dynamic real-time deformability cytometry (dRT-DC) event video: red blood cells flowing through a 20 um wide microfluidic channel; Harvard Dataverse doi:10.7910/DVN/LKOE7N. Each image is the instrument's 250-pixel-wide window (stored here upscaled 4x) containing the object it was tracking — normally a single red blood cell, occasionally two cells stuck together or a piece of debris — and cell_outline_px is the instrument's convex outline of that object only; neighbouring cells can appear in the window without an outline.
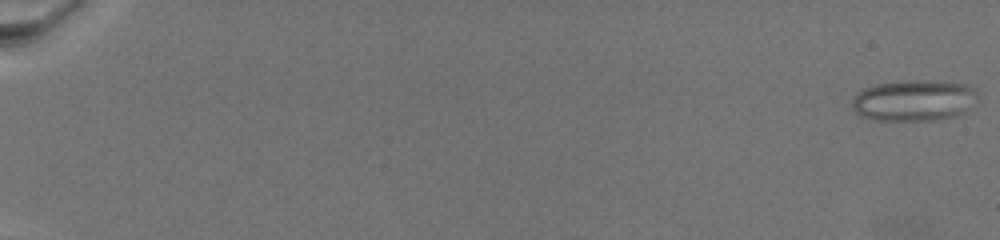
{"species": "common noctule bat (a hibernating species)", "species_latin": "Nyctalus noctula", "temperature_condition": "warm", "stored_images_in_passage": 73, "camera_frame_rate_fps": 3000, "um_per_image_px": 0.085, "animal": {"sex": "female", "body_mass_g": 19.5, "forearm_length_mm": 54.1}, "frame": {"image": 1, "passage_image": 1, "time_ms": 0.0, "image_size_px": [1000, 240], "cell_outline_px": [[976, 96], [968, 108], [964, 112], [956, 116], [936, 120], [872, 120], [860, 116], [852, 108], [852, 100], [864, 88], [876, 84], [900, 80], [928, 80], [968, 84], [976, 92]], "centroid_in_image_um": [77.65, 8.53], "position_along_channel_um": 7.4, "area_um2": 30.11}}
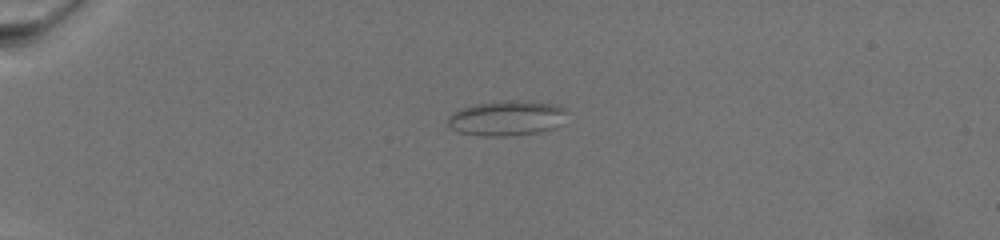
{"frame": {"image": 2, "passage_image": 48, "time_ms": 6.667, "image_size_px": [1000, 240], "cell_outline_px": [[568, 108], [556, 128], [536, 132], [508, 136], [480, 136], [460, 132], [452, 128], [448, 124], [448, 116], [452, 112], [460, 108], [472, 104], [504, 100], [520, 100], [556, 104]], "centroid_in_image_um": [43.04, 10.02], "position_along_channel_um": 42.0, "area_um2": 24.45}}
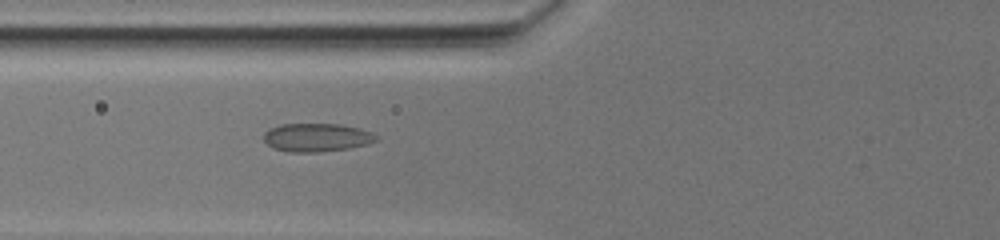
{"frame": {"image": 3, "passage_image": 72, "time_ms": 10.333, "image_size_px": [1000, 240], "cell_outline_px": [[376, 140], [368, 144], [348, 148], [320, 152], [288, 152], [272, 148], [264, 140], [264, 132], [280, 124], [340, 124], [360, 128], [372, 132], [376, 136]], "centroid_in_image_um": [26.91, 11.68], "position_along_channel_um": 98.9, "area_um2": 18.55}}